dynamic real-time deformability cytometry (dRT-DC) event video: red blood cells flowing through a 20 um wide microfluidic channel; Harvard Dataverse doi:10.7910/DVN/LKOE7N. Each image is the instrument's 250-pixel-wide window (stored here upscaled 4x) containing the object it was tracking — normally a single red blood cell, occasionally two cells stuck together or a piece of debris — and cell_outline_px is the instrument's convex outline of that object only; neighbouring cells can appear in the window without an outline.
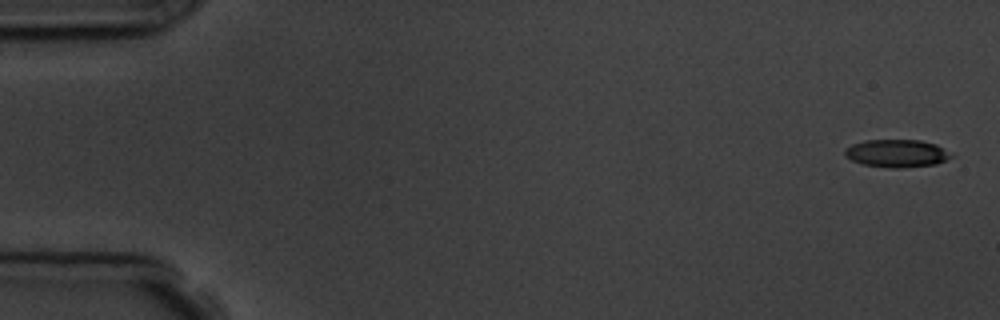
{"species": "common noctule bat (a hibernating species)", "species_latin": "Nyctalus noctula", "temperature_condition": "room temperature", "stored_images_in_passage": 4, "camera_frame_rate_fps": 3000, "um_per_image_px": 0.085, "animal": {"sex": "male", "body_mass_g": 19.5, "forearm_length_mm": 54.6}, "frame": {"image": 1, "passage_image": 1, "time_ms": 0.0, "image_size_px": [1000, 320], "cell_outline_px": [[952, 156], [936, 164], [904, 168], [892, 168], [864, 164], [852, 160], [844, 156], [844, 152], [852, 144], [864, 140], [920, 140], [936, 144]], "centroid_in_image_um": [76.19, 13.03], "position_along_channel_um": 8.8, "area_um2": 16.94}}